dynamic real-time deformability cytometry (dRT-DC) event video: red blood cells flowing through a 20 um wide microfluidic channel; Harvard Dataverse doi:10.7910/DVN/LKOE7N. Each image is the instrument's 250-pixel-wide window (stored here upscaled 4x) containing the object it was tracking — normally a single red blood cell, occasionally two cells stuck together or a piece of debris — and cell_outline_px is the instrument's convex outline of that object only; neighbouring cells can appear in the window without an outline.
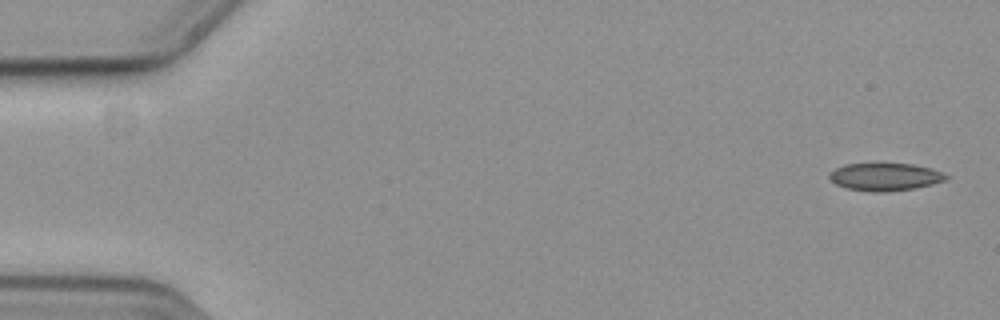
{"species": "common noctule bat (a hibernating species)", "species_latin": "Nyctalus noctula", "temperature_condition": "cold", "stored_images_in_passage": 12, "camera_frame_rate_fps": 3000, "um_per_image_px": 0.085, "animal": {"sex": "female", "body_mass_g": 19.3, "forearm_length_mm": 54.1}, "frame": {"image": 1, "passage_image": 1, "time_ms": 0.0, "image_size_px": [1000, 320], "cell_outline_px": [[948, 176], [944, 180], [912, 188], [888, 192], [872, 192], [848, 188], [836, 184], [828, 176], [836, 168], [844, 164], [912, 164], [944, 172]], "centroid_in_image_um": [75.2, 15.03], "position_along_channel_um": 9.8, "area_um2": 18.32}}